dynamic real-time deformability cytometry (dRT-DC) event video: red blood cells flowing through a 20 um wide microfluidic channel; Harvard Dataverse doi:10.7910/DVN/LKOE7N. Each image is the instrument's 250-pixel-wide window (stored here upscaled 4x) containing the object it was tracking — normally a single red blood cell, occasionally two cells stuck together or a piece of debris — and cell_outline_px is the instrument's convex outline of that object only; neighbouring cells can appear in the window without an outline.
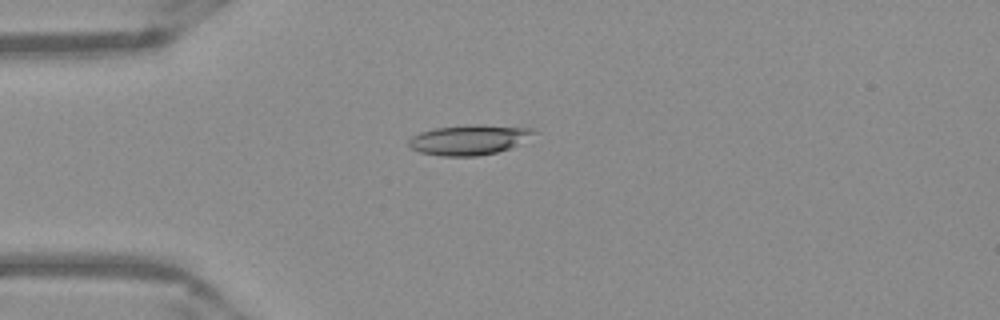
{"species": "Egyptian fruit bat (a non-hibernating species)", "species_latin": "Rousettus aegyptiacus", "temperature_condition": "warm", "stored_images_in_passage": 52, "camera_frame_rate_fps": 3000, "um_per_image_px": 0.085, "frame": {"image": 1, "passage_image": 14, "time_ms": 4.333, "image_size_px": [1000, 320], "cell_outline_px": [[536, 132], [516, 144], [508, 148], [496, 152], [476, 156], [440, 156], [420, 152], [412, 148], [408, 144], [408, 140], [412, 136], [420, 132], [436, 128], [472, 124], [476, 124], [532, 128]], "centroid_in_image_um": [39.8, 11.88], "position_along_channel_um": 45.2, "area_um2": 21.5}}
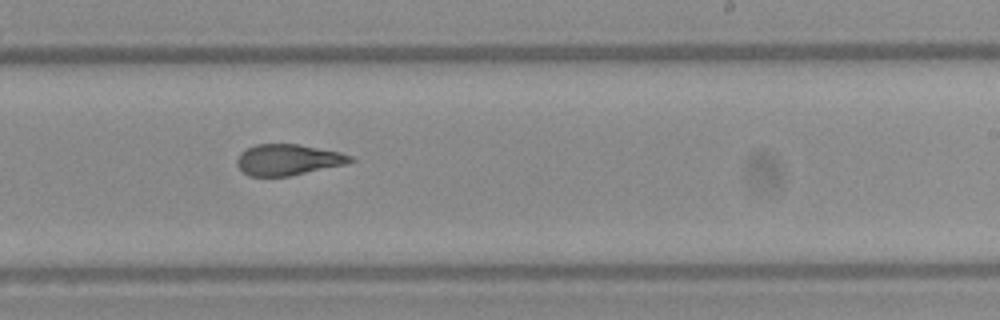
{"frame": {"image": 2, "passage_image": 32, "time_ms": 10.333, "image_size_px": [1000, 320], "cell_outline_px": [[356, 160], [348, 164], [288, 176], [248, 176], [236, 164], [236, 160], [240, 152], [256, 144], [300, 144], [340, 152], [352, 156]], "centroid_in_image_um": [24.5, 13.57], "position_along_channel_um": 264.5, "area_um2": 20.58}}
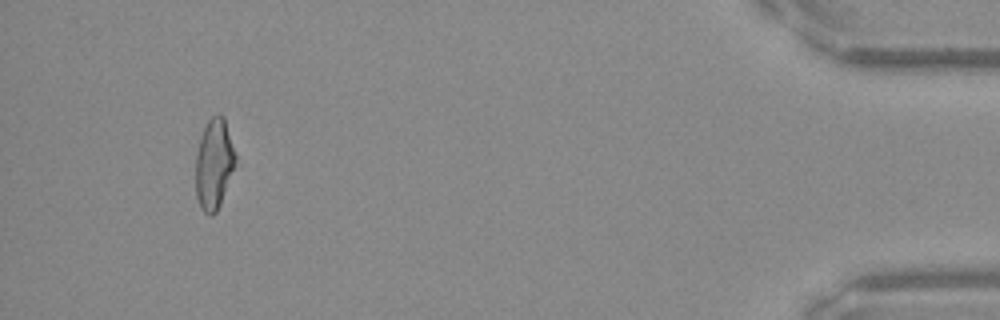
{"frame": {"image": 3, "passage_image": 49, "time_ms": 16.0, "image_size_px": [1000, 320], "cell_outline_px": [[236, 160], [220, 204], [216, 212], [212, 216], [208, 216], [200, 208], [196, 196], [196, 156], [200, 136], [208, 120], [212, 116], [220, 112], [224, 116], [236, 156]], "centroid_in_image_um": [18.17, 13.93], "position_along_channel_um": 417.0, "area_um2": 20.87}, "authors_computed_cell_mechanics": {"area_um2": 21.4438, "velocity_mm_per_s": 3.9578, "shape_relaxation_time_tau1_ms": 6.2289, "shape_relaxation_time_tau2_ms": 1.6755, "deformation_change_tau1": 0.2206, "deformation_change_tau2": 0.1041}}